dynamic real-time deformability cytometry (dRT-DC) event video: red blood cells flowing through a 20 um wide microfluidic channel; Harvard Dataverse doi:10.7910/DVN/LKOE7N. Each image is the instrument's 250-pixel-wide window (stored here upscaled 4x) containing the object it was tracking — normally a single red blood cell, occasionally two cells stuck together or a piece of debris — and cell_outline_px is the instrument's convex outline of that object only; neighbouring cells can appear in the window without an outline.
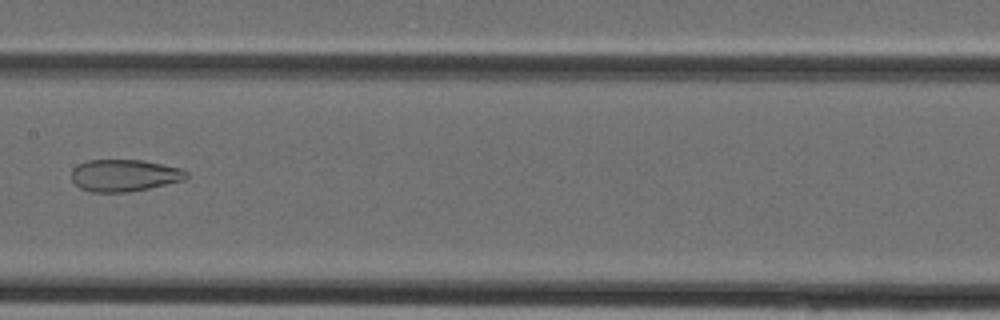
{"species": "Egyptian fruit bat (a non-hibernating species)", "species_latin": "Rousettus aegyptiacus", "temperature_condition": "cold", "stored_images_in_passage": 29, "camera_frame_rate_fps": 3000, "um_per_image_px": 0.085, "animal": {"sex": "female"}, "frame": {"image": 1, "passage_image": 10, "time_ms": 3.0, "image_size_px": [1000, 320], "cell_outline_px": [[188, 176], [184, 180], [148, 188], [128, 192], [92, 192], [80, 188], [72, 180], [72, 168], [76, 164], [88, 160], [144, 160], [180, 168], [188, 172]], "centroid_in_image_um": [10.55, 14.9], "position_along_channel_um": 196.9, "area_um2": 21.44}}
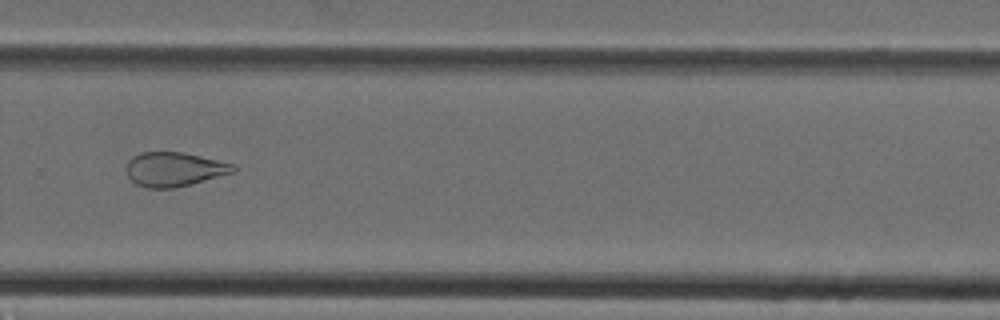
{"frame": {"image": 2, "passage_image": 17, "time_ms": 5.333, "image_size_px": [1000, 320], "cell_outline_px": [[236, 172], [192, 184], [172, 188], [148, 188], [136, 184], [128, 176], [128, 160], [132, 156], [140, 152], [184, 152], [236, 164]], "centroid_in_image_um": [14.86, 14.38], "position_along_channel_um": 314.9, "area_um2": 21.44}}
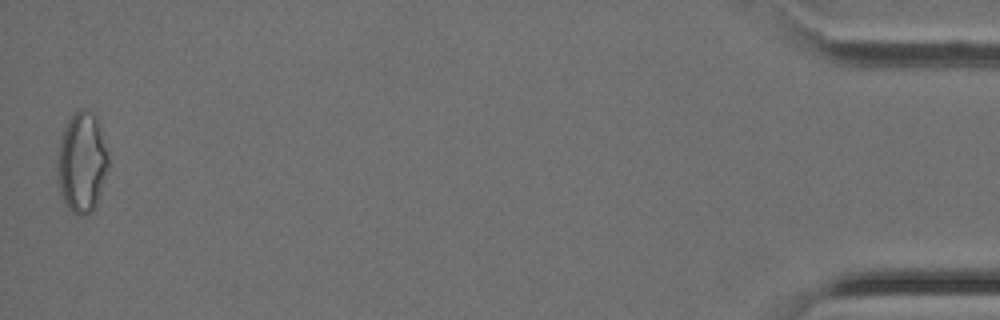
{"frame": {"image": 3, "passage_image": 29, "time_ms": 9.333, "image_size_px": [1000, 320], "cell_outline_px": [[112, 164], [96, 204], [92, 212], [84, 216], [80, 216], [72, 212], [64, 204], [60, 192], [56, 168], [56, 164], [60, 136], [72, 112], [80, 108], [84, 108], [96, 112], [100, 124]], "centroid_in_image_um": [6.99, 13.76], "position_along_channel_um": 428.2, "area_um2": 31.21}}